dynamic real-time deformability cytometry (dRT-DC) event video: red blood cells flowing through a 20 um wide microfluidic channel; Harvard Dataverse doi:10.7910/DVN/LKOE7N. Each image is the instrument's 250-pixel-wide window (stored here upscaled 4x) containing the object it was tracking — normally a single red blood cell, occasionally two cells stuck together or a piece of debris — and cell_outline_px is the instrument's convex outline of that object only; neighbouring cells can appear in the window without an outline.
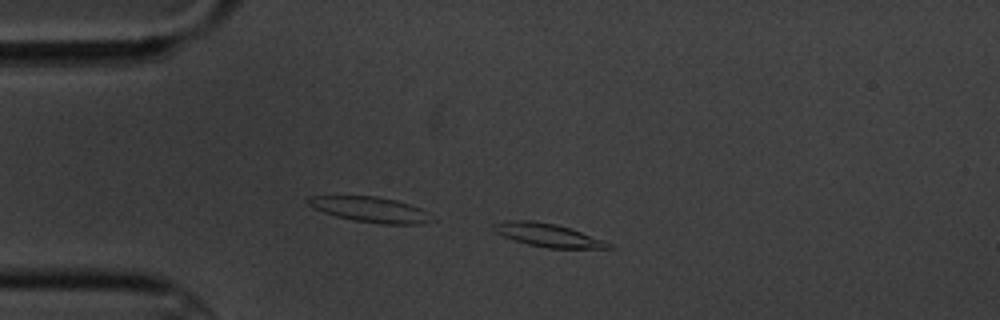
{"species": "common noctule bat (a hibernating species)", "species_latin": "Nyctalus noctula", "temperature_condition": "cold", "stored_images_in_passage": 5, "camera_frame_rate_fps": 3000, "um_per_image_px": 0.085, "animal": {"sex": "male", "body_mass_g": 20.1, "forearm_length_mm": 53.5}, "frame": {"image": 1, "passage_image": 3, "time_ms": 2.333, "image_size_px": [1000, 320], "cell_outline_px": [[616, 248], [548, 248], [528, 244], [504, 236], [496, 232], [492, 228], [492, 224], [508, 220], [532, 220], [556, 224], [572, 228], [604, 240], [612, 244]], "centroid_in_image_um": [46.61, 19.97], "position_along_channel_um": 38.4, "area_um2": 15.55}}
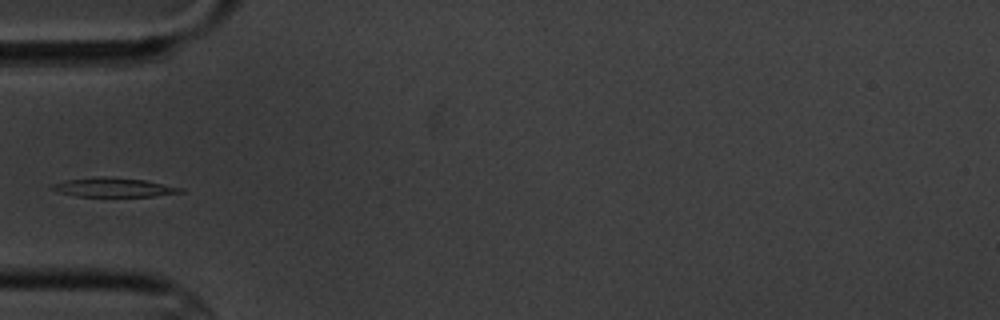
{"frame": {"image": 2, "passage_image": 5, "time_ms": 4.333, "image_size_px": [1000, 320], "cell_outline_px": [[184, 192], [152, 196], [76, 196], [56, 192], [48, 188], [52, 184], [64, 180], [144, 180], [184, 188]], "centroid_in_image_um": [9.67, 15.99], "position_along_channel_um": 75.3, "area_um2": 13.12}}